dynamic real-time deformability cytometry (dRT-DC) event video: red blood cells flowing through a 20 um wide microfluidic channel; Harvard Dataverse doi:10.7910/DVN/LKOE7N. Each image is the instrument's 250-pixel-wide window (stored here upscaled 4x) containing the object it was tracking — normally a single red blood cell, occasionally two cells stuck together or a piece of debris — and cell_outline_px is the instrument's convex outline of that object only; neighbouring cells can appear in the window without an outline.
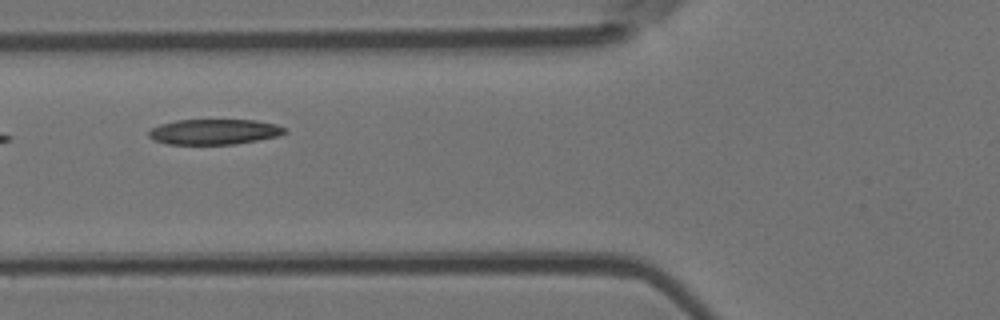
{"species": "Egyptian fruit bat (a non-hibernating species)", "species_latin": "Rousettus aegyptiacus", "temperature_condition": "room temperature", "stored_images_in_passage": 8, "camera_frame_rate_fps": 3000, "um_per_image_px": 0.085, "animal": {"sex": "female"}, "frame": {"image": 1, "passage_image": 5, "time_ms": 4.667, "image_size_px": [1000, 320], "cell_outline_px": [[288, 132], [276, 136], [256, 140], [232, 144], [168, 144], [152, 140], [148, 136], [148, 132], [152, 128], [160, 124], [176, 120], [256, 120], [276, 124], [288, 128]], "centroid_in_image_um": [18.2, 11.19], "position_along_channel_um": 107.6, "area_um2": 20.11}}
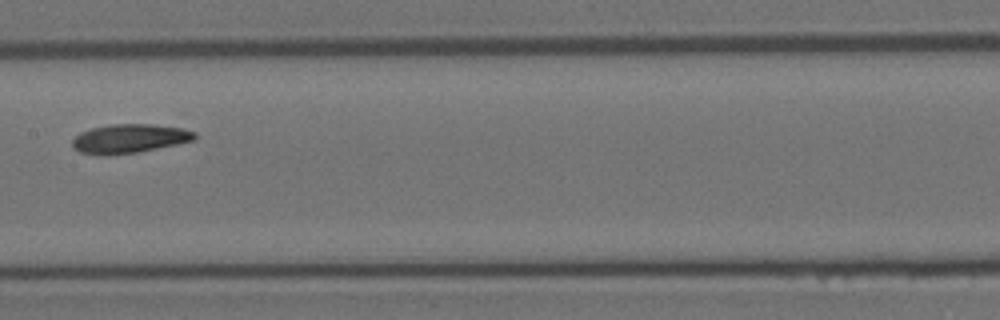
{"frame": {"image": 2, "passage_image": 7, "time_ms": 7.0, "image_size_px": [1000, 320], "cell_outline_px": [[196, 140], [136, 152], [80, 152], [72, 148], [72, 140], [80, 132], [92, 128], [112, 124], [152, 124], [180, 128], [196, 132]], "centroid_in_image_um": [11.05, 11.73], "position_along_channel_um": 196.4, "area_um2": 19.77}}
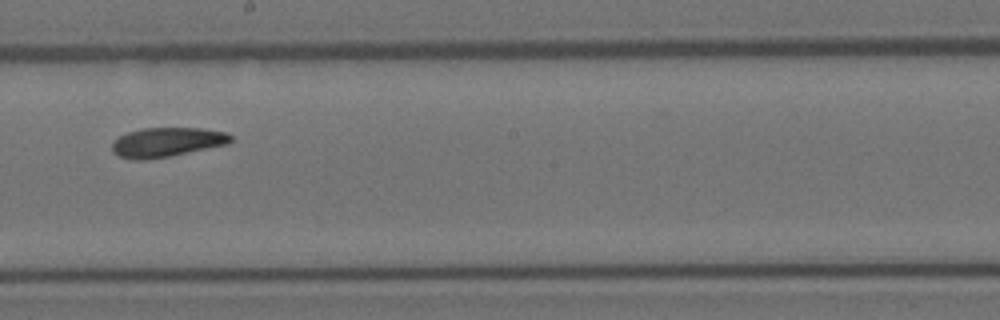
{"frame": {"image": 3, "passage_image": 8, "time_ms": 8.0, "image_size_px": [1000, 320], "cell_outline_px": [[232, 140], [228, 144], [168, 156], [144, 160], [132, 160], [120, 156], [112, 152], [112, 144], [120, 136], [128, 132], [144, 128], [200, 128], [228, 132], [232, 136]], "centroid_in_image_um": [14.19, 12.08], "position_along_channel_um": 234.0, "area_um2": 20.17}}